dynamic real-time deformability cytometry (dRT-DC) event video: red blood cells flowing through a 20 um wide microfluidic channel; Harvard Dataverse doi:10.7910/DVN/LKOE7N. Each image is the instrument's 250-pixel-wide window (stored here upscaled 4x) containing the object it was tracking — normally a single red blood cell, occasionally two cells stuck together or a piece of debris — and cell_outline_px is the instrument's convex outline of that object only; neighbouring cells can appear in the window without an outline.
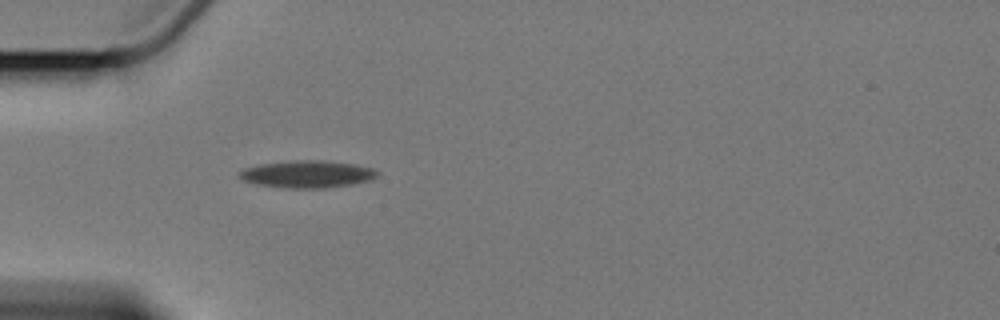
{"species": "Egyptian fruit bat (a non-hibernating species)", "species_latin": "Rousettus aegyptiacus", "temperature_condition": "cold", "stored_images_in_passage": 1, "camera_frame_rate_fps": 3000, "um_per_image_px": 0.085, "animal": {"sex": "female"}, "frame": {"image": 1, "passage_image": 1, "time_ms": 0.0, "image_size_px": [1000, 320], "cell_outline_px": [[380, 172], [372, 180], [352, 184], [324, 188], [288, 188], [256, 184], [244, 180], [240, 176], [240, 172], [244, 168], [260, 164], [292, 160], [320, 160], [356, 164], [372, 168]], "centroid_in_image_um": [26.16, 14.79], "position_along_channel_um": 58.8, "area_um2": 21.85}}